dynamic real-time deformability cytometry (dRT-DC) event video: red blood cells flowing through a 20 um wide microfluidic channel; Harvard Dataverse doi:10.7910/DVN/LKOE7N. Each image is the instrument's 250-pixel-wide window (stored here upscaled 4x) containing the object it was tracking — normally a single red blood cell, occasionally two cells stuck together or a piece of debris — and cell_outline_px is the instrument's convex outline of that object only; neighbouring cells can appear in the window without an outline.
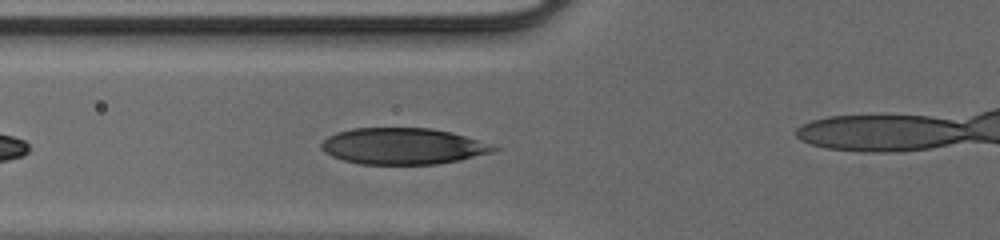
{"species": "human", "species_latin": "Homo sapiens", "temperature_condition": "cold", "stored_images_in_passage": 28, "camera_frame_rate_fps": 3000, "um_per_image_px": 0.085, "donor": {"sex": "male"}, "frame": {"image": 1, "passage_image": 4, "time_ms": 1.0, "image_size_px": [1000, 240], "cell_outline_px": [[500, 148], [492, 152], [460, 160], [436, 164], [360, 164], [344, 160], [332, 156], [324, 152], [320, 148], [320, 144], [328, 136], [336, 132], [352, 128], [432, 128], [452, 132]], "centroid_in_image_um": [34.19, 12.42], "position_along_channel_um": 91.6, "area_um2": 36.36}}
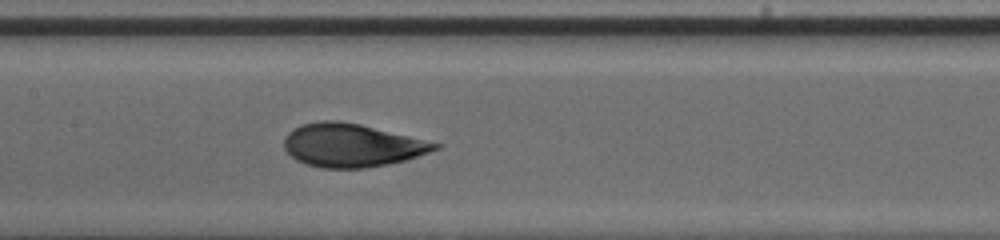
{"frame": {"image": 2, "passage_image": 10, "time_ms": 3.0, "image_size_px": [1000, 240], "cell_outline_px": [[444, 144], [440, 148], [404, 160], [388, 164], [364, 168], [324, 168], [308, 164], [296, 160], [284, 148], [284, 136], [288, 132], [304, 124], [320, 120], [336, 120], [360, 124]], "centroid_in_image_um": [29.91, 12.34], "position_along_channel_um": 177.5, "area_um2": 37.8}}
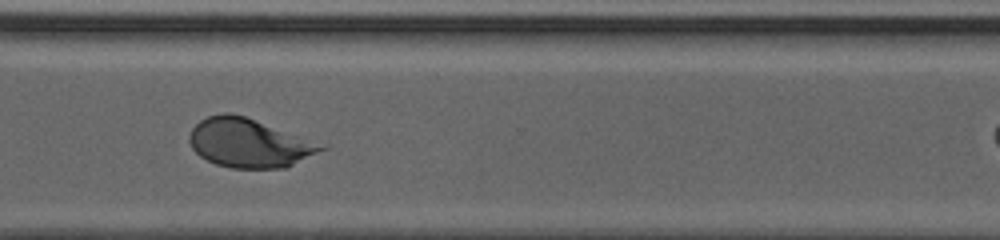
{"frame": {"image": 3, "passage_image": 22, "time_ms": 7.0, "image_size_px": [1000, 240], "cell_outline_px": [[328, 148], [284, 168], [232, 168], [216, 164], [200, 156], [192, 148], [188, 140], [188, 136], [192, 128], [200, 120], [208, 116], [224, 112], [228, 112], [244, 116], [328, 144]], "centroid_in_image_um": [21.2, 12.15], "position_along_channel_um": 349.4, "area_um2": 37.69}}